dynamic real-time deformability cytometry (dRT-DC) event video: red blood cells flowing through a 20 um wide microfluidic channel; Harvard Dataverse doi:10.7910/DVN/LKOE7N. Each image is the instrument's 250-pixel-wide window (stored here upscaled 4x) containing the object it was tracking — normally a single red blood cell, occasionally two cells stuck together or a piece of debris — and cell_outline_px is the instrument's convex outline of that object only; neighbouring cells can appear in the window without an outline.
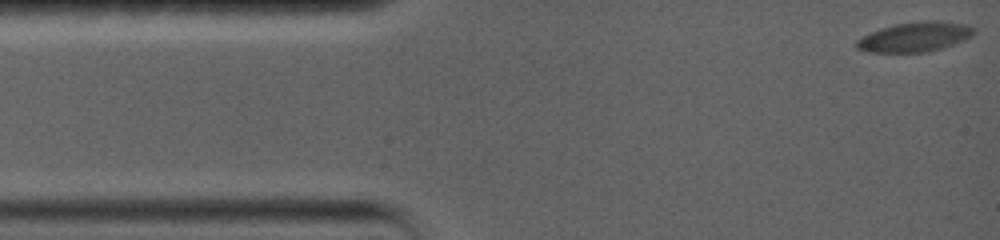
{"species": "common noctule bat (a hibernating species)", "species_latin": "Nyctalus noctula", "temperature_condition": "warm", "stored_images_in_passage": 12, "camera_frame_rate_fps": 5000, "um_per_image_px": 0.085, "animal": {"sex": "female", "body_mass_g": 19.0, "forearm_length_mm": 56.7}, "frame": {"image": 1, "passage_image": 1, "time_ms": 0.0, "image_size_px": [1000, 240], "cell_outline_px": [[976, 32], [972, 36], [952, 44], [928, 52], [868, 52], [856, 48], [856, 40], [880, 28], [896, 24], [916, 20], [940, 20], [964, 24], [976, 28]], "centroid_in_image_um": [77.78, 3.12], "position_along_channel_um": 7.2, "area_um2": 20.35}}